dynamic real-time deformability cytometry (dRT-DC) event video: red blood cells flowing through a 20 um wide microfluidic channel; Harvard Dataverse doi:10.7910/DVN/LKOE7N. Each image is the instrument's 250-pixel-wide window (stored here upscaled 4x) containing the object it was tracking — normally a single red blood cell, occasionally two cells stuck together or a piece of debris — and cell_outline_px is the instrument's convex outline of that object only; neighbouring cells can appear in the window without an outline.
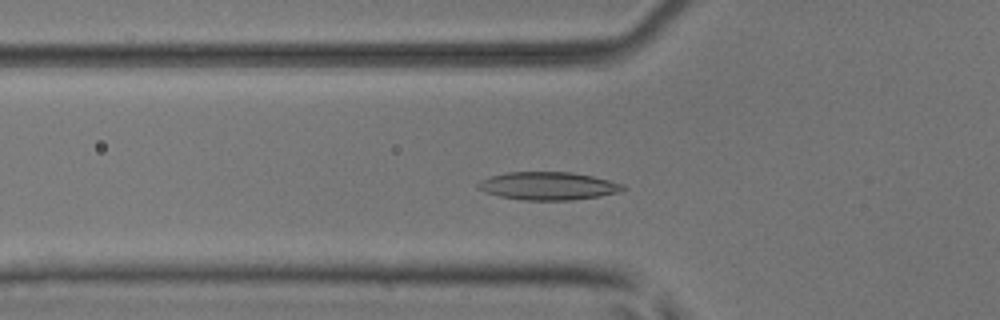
{"species": "common noctule bat (a hibernating species)", "species_latin": "Nyctalus noctula", "temperature_condition": "room temperature", "stored_images_in_passage": 49, "camera_frame_rate_fps": 3000, "um_per_image_px": 0.085, "animal": {"sex": "male", "body_mass_g": 17.9, "forearm_length_mm": 54.2}, "frame": {"image": 1, "passage_image": 15, "time_ms": 4.667, "image_size_px": [1000, 320], "cell_outline_px": [[628, 188], [620, 192], [600, 196], [572, 200], [524, 200], [500, 196], [484, 192], [476, 188], [476, 184], [480, 180], [488, 176], [508, 172], [572, 172], [592, 176], [624, 184]], "centroid_in_image_um": [46.58, 15.8], "position_along_channel_um": 79.2, "area_um2": 23.81}}
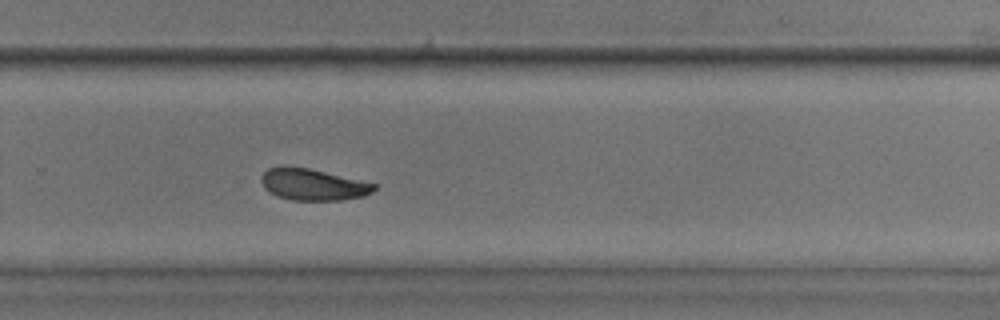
{"frame": {"image": 2, "passage_image": 32, "time_ms": 10.333, "image_size_px": [1000, 320], "cell_outline_px": [[376, 188], [372, 192], [364, 196], [340, 200], [292, 200], [276, 196], [264, 188], [260, 180], [260, 176], [268, 168], [284, 164], [288, 164], [308, 168], [376, 184]], "centroid_in_image_um": [26.53, 15.66], "position_along_channel_um": 303.3, "area_um2": 20.92}}
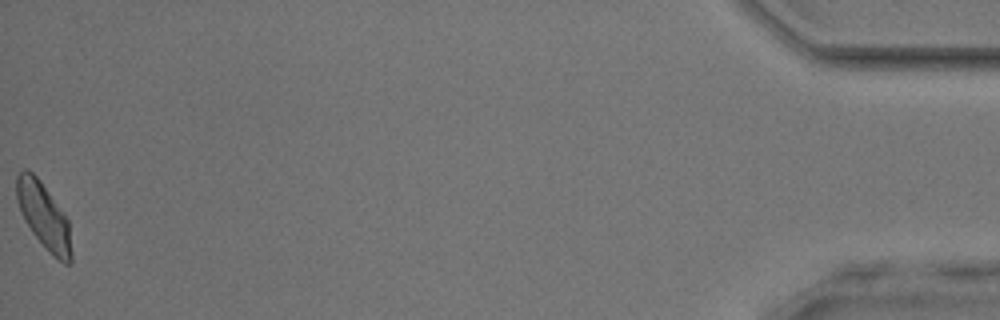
{"frame": {"image": 3, "passage_image": 49, "time_ms": 16.0, "image_size_px": [1000, 320], "cell_outline_px": [[72, 264], [64, 264], [52, 256], [32, 232], [24, 220], [16, 200], [16, 176], [24, 168], [28, 168], [40, 180], [68, 220], [72, 252]], "centroid_in_image_um": [3.71, 18.37], "position_along_channel_um": 431.5, "area_um2": 21.1}, "authors_computed_cell_mechanics": {"area_um2": 21.6172, "velocity_mm_per_s": 3.959, "shape_relaxation_time_tau1_ms": 2.9586, "shape_relaxation_time_tau2_ms": 3.7413, "deformation_change_tau1": 0.1069, "deformation_change_tau2": 0.0951}}